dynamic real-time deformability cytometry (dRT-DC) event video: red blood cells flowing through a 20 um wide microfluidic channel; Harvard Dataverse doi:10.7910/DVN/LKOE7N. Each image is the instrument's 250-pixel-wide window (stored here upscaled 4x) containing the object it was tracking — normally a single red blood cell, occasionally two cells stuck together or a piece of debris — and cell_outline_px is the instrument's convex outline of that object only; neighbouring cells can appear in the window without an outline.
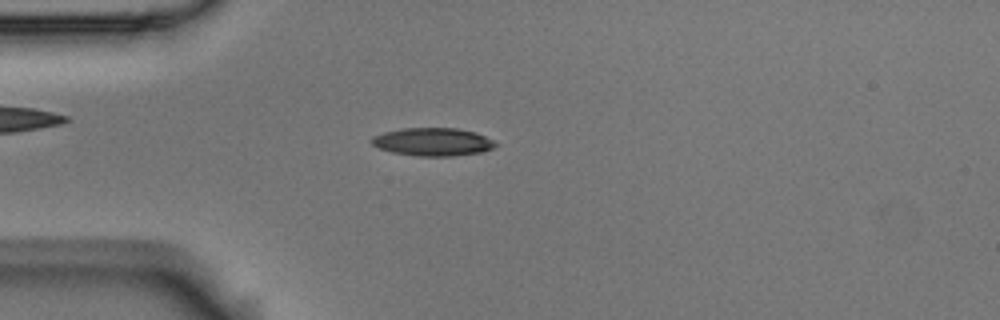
{"species": "Egyptian fruit bat (a non-hibernating species)", "species_latin": "Rousettus aegyptiacus", "temperature_condition": "room temperature", "stored_images_in_passage": 5, "camera_frame_rate_fps": 3000, "um_per_image_px": 0.085, "animal": {"sex": "male"}, "frame": {"image": 1, "passage_image": 4, "time_ms": 1.0, "image_size_px": [1000, 320], "cell_outline_px": [[500, 144], [492, 148], [480, 152], [452, 156], [420, 156], [392, 152], [380, 148], [372, 144], [368, 140], [372, 136], [384, 132], [400, 128], [456, 128], [476, 132]], "centroid_in_image_um": [36.77, 12.05], "position_along_channel_um": 48.2, "area_um2": 20.23}}